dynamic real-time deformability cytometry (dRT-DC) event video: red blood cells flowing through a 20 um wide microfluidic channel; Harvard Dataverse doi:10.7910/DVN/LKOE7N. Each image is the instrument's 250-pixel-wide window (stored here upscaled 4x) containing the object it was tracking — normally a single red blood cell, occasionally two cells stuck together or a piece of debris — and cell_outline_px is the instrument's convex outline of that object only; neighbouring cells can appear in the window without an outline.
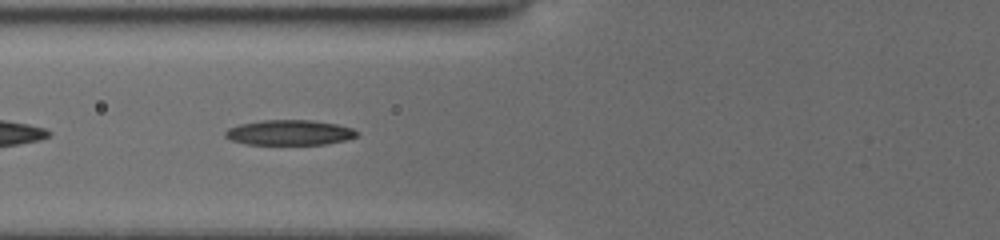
{"species": "common noctule bat (a hibernating species)", "species_latin": "Nyctalus noctula", "temperature_condition": "cold", "stored_images_in_passage": 31, "camera_frame_rate_fps": 3000, "um_per_image_px": 0.085, "animal": {"sex": "female", "body_mass_g": 19.5, "forearm_length_mm": 54.1}, "frame": {"image": 1, "passage_image": 19, "time_ms": 7.333, "image_size_px": [1000, 240], "cell_outline_px": [[360, 136], [348, 140], [328, 144], [244, 144], [232, 140], [224, 136], [224, 132], [228, 128], [240, 124], [264, 120], [312, 120], [336, 124], [352, 128], [360, 132]], "centroid_in_image_um": [24.66, 11.27], "position_along_channel_um": 101.1, "area_um2": 19.48}}
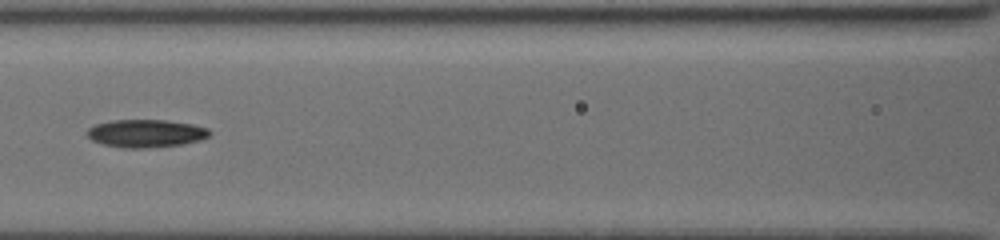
{"frame": {"image": 2, "passage_image": 26, "time_ms": 8.667, "image_size_px": [1000, 240], "cell_outline_px": [[212, 132], [208, 136], [200, 140], [184, 144], [148, 148], [124, 148], [104, 144], [92, 140], [88, 136], [88, 128], [96, 124], [112, 120], [164, 120], [192, 124], [208, 128]], "centroid_in_image_um": [12.43, 11.34], "position_along_channel_um": 154.2, "area_um2": 19.83}}
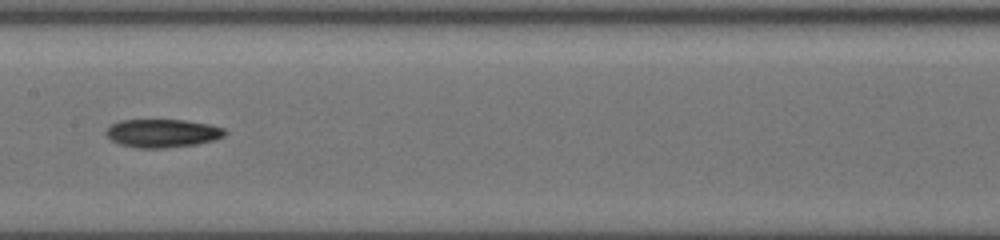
{"frame": {"image": 3, "passage_image": 30, "time_ms": 9.667, "image_size_px": [1000, 240], "cell_outline_px": [[228, 132], [224, 136], [216, 140], [196, 144], [164, 148], [136, 148], [120, 144], [112, 140], [104, 132], [112, 124], [120, 120], [184, 120], [208, 124], [224, 128]], "centroid_in_image_um": [13.83, 11.33], "position_along_channel_um": 193.6, "area_um2": 19.59}}